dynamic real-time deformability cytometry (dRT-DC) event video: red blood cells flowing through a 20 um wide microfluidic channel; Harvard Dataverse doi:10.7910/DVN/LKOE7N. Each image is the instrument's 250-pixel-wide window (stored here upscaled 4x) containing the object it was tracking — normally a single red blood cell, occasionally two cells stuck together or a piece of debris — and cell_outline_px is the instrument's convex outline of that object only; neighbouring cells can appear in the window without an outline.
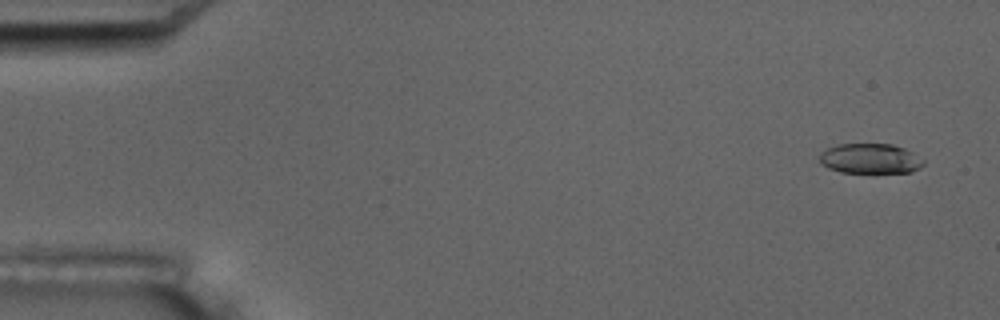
{"species": "common noctule bat (a hibernating species)", "species_latin": "Nyctalus noctula", "temperature_condition": "room temperature", "stored_images_in_passage": 5, "camera_frame_rate_fps": 3000, "um_per_image_px": 0.085, "animal": {"sex": "male", "body_mass_g": 17.5, "forearm_length_mm": 52.3}, "frame": {"image": 1, "passage_image": 1, "time_ms": 0.0, "image_size_px": [1000, 320], "cell_outline_px": [[924, 164], [920, 168], [912, 172], [840, 172], [828, 168], [820, 164], [820, 152], [836, 144], [892, 144], [904, 148], [912, 152], [924, 160]], "centroid_in_image_um": [73.96, 13.48], "position_along_channel_um": 11.0, "area_um2": 18.21}}